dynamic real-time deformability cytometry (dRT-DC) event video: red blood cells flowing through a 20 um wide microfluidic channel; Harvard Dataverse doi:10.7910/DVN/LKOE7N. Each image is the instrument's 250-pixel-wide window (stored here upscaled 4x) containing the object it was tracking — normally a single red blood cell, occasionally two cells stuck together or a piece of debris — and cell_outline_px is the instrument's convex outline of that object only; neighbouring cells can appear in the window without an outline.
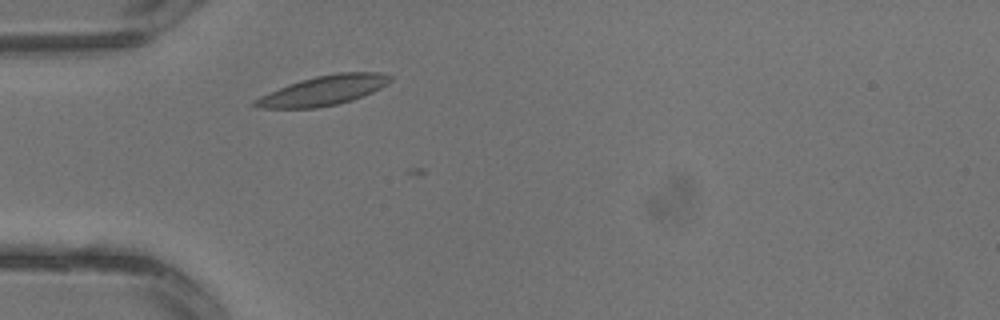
{"species": "common noctule bat (a hibernating species)", "species_latin": "Nyctalus noctula", "temperature_condition": "warm", "stored_images_in_passage": 1, "camera_frame_rate_fps": 3000, "um_per_image_px": 0.085, "animal": {"sex": "male", "body_mass_g": 13.3}, "frame": {"image": 1, "passage_image": 1, "time_ms": 0.0, "image_size_px": [1000, 320], "cell_outline_px": [[392, 80], [380, 88], [372, 92], [352, 100], [336, 104], [316, 108], [260, 108], [252, 104], [252, 100], [260, 96], [288, 84], [300, 80], [316, 76], [340, 72], [380, 72], [392, 76]], "centroid_in_image_um": [27.48, 7.69], "position_along_channel_um": 57.5, "area_um2": 23.24}}